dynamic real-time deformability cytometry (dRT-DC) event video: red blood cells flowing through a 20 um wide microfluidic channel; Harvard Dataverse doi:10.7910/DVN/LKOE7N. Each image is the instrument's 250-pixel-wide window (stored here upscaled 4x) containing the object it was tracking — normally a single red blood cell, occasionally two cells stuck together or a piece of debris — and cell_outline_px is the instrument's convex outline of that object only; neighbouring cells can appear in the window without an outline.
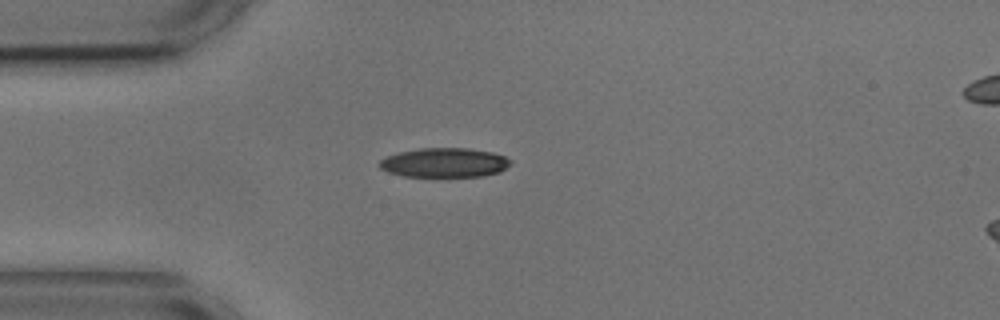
{"species": "common noctule bat (a hibernating species)", "species_latin": "Nyctalus noctula", "temperature_condition": "cold", "stored_images_in_passage": 2, "camera_frame_rate_fps": 3000, "um_per_image_px": 0.085, "animal": {"sex": "male", "body_mass_g": 17.9, "forearm_length_mm": 54.2}, "frame": {"image": 1, "passage_image": 1, "time_ms": 0.0, "image_size_px": [1000, 320], "cell_outline_px": [[512, 164], [500, 172], [484, 176], [404, 176], [388, 172], [380, 168], [376, 164], [384, 156], [400, 152], [420, 148], [468, 148], [492, 152], [504, 156], [512, 160]], "centroid_in_image_um": [37.77, 13.82], "position_along_channel_um": 47.2, "area_um2": 22.6}}